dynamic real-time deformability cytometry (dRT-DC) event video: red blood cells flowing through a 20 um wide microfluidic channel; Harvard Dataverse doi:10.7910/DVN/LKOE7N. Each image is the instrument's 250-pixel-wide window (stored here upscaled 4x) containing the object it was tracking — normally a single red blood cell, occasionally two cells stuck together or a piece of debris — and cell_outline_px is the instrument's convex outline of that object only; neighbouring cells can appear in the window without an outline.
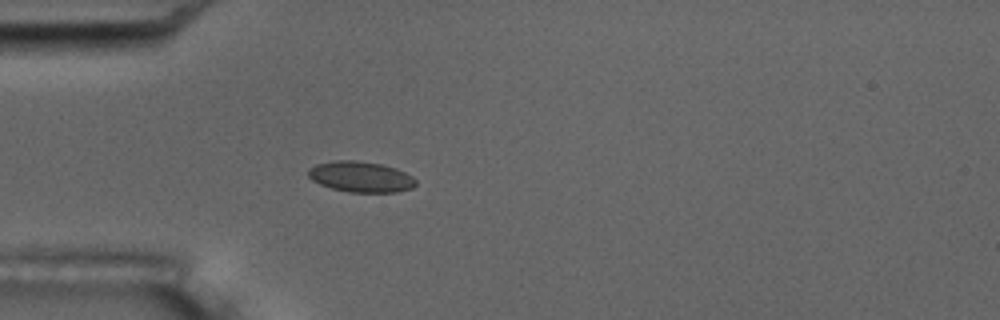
{"species": "common noctule bat (a hibernating species)", "species_latin": "Nyctalus noctula", "temperature_condition": "room temperature", "stored_images_in_passage": 6, "camera_frame_rate_fps": 3000, "um_per_image_px": 0.085, "animal": {"sex": "male", "body_mass_g": 17.5, "forearm_length_mm": 52.3}, "frame": {"image": 1, "passage_image": 6, "time_ms": 5.667, "image_size_px": [1000, 320], "cell_outline_px": [[416, 184], [412, 188], [396, 192], [348, 192], [332, 188], [320, 184], [312, 180], [308, 176], [308, 168], [316, 164], [336, 160], [356, 160], [380, 164], [396, 168], [412, 176], [416, 180]], "centroid_in_image_um": [30.65, 15.02], "position_along_channel_um": 54.3, "area_um2": 19.25}}